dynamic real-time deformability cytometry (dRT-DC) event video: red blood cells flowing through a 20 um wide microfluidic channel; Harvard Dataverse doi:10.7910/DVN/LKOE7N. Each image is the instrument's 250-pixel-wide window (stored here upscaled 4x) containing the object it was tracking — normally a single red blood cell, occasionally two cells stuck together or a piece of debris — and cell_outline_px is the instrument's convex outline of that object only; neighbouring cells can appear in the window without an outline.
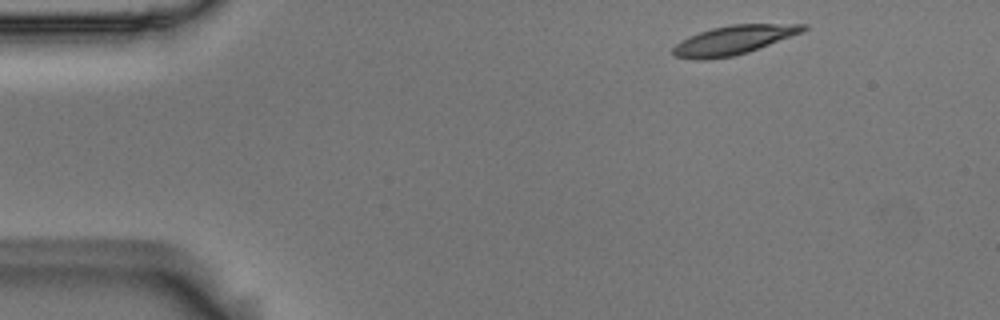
{"species": "Egyptian fruit bat (a non-hibernating species)", "species_latin": "Rousettus aegyptiacus", "temperature_condition": "room temperature", "stored_images_in_passage": 11, "camera_frame_rate_fps": 3000, "um_per_image_px": 0.085, "animal": {"sex": "male"}, "frame": {"image": 1, "passage_image": 1, "time_ms": 0.0, "image_size_px": [1000, 320], "cell_outline_px": [[808, 28], [804, 32], [748, 52], [732, 56], [704, 60], [692, 60], [676, 56], [672, 52], [672, 48], [680, 40], [688, 36], [712, 28], [732, 24], [808, 24]], "centroid_in_image_um": [62.35, 3.4], "position_along_channel_um": 22.6, "area_um2": 22.08}}
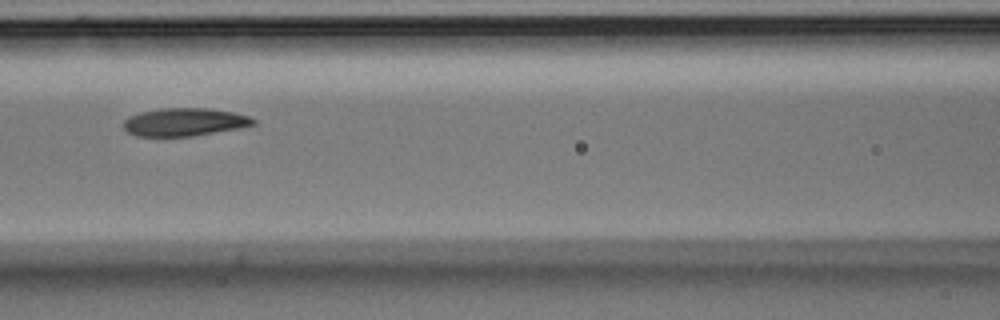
{"frame": {"image": 2, "passage_image": 5, "time_ms": 1.333, "image_size_px": [1000, 320], "cell_outline_px": [[256, 124], [240, 128], [192, 136], [136, 136], [128, 132], [124, 128], [124, 120], [128, 116], [140, 112], [160, 108], [208, 108], [232, 112], [248, 116], [256, 120]], "centroid_in_image_um": [15.67, 10.37], "position_along_channel_um": 150.9, "area_um2": 21.15}}
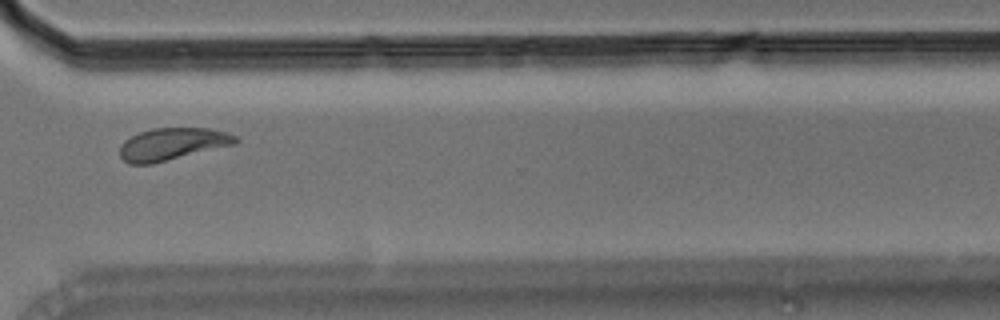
{"frame": {"image": 3, "passage_image": 10, "time_ms": 3.0, "image_size_px": [1000, 320], "cell_outline_px": [[240, 140], [236, 144], [152, 164], [128, 164], [120, 156], [120, 144], [124, 140], [140, 132], [152, 128], [208, 128], [224, 132], [236, 136]], "centroid_in_image_um": [14.63, 12.25], "position_along_channel_um": 356.0, "area_um2": 21.73}}